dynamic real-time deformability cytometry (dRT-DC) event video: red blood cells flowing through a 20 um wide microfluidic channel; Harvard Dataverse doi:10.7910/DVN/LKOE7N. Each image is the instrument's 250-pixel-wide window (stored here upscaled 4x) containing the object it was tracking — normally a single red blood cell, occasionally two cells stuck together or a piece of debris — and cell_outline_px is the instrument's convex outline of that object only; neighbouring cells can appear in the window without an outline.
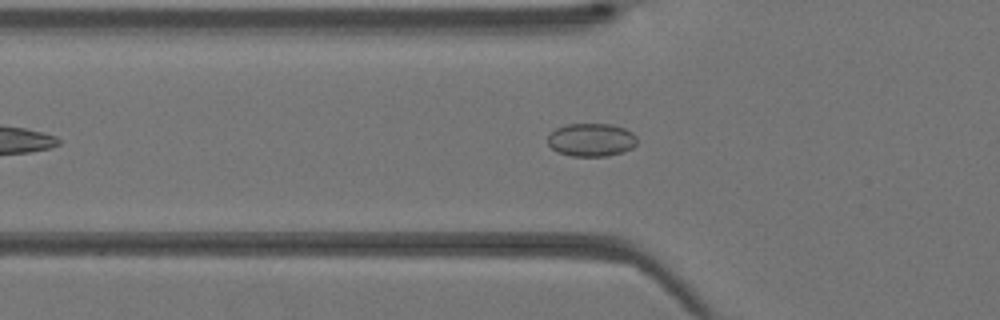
{"species": "Egyptian fruit bat (a non-hibernating species)", "species_latin": "Rousettus aegyptiacus", "temperature_condition": "warm", "stored_images_in_passage": 36, "camera_frame_rate_fps": 3000, "um_per_image_px": 0.085, "animal": {"sex": "female"}, "frame": {"image": 1, "passage_image": 9, "time_ms": 2.667, "image_size_px": [1000, 320], "cell_outline_px": [[636, 144], [632, 148], [624, 152], [608, 156], [572, 156], [556, 152], [548, 144], [548, 136], [556, 128], [568, 124], [612, 124], [624, 128], [632, 132], [636, 136]], "centroid_in_image_um": [50.27, 11.89], "position_along_channel_um": 75.5, "area_um2": 17.34}}
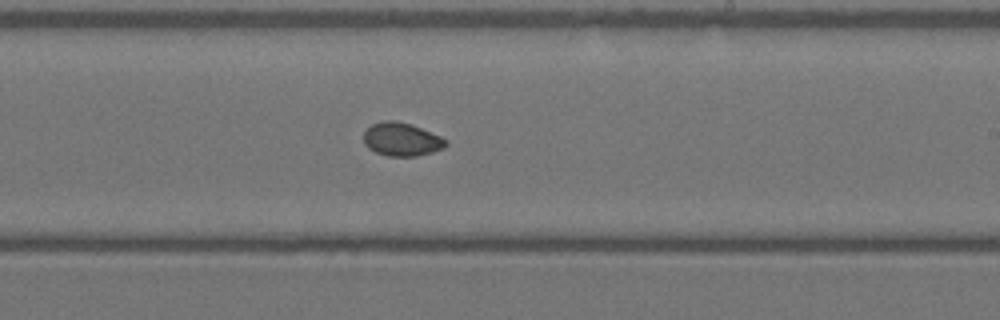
{"frame": {"image": 2, "passage_image": 20, "time_ms": 6.333, "image_size_px": [1000, 320], "cell_outline_px": [[448, 144], [444, 148], [432, 152], [416, 156], [388, 156], [376, 152], [368, 148], [364, 144], [364, 132], [372, 124], [380, 120], [396, 120], [412, 124], [440, 136], [448, 140]], "centroid_in_image_um": [34.14, 11.83], "position_along_channel_um": 254.9, "area_um2": 16.13}}
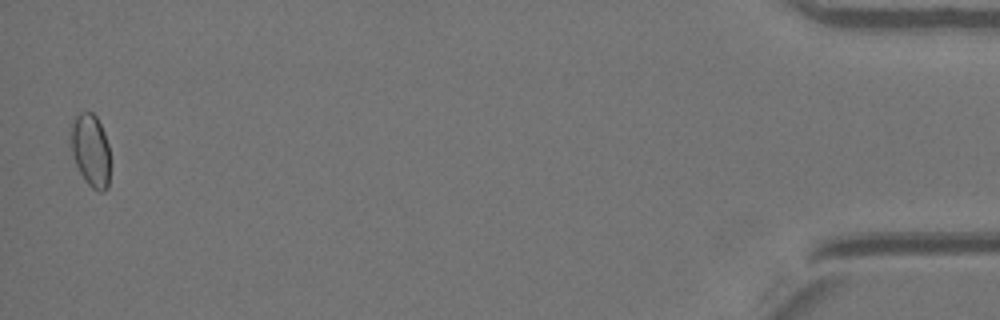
{"frame": {"image": 3, "passage_image": 36, "time_ms": 11.667, "image_size_px": [1000, 320], "cell_outline_px": [[108, 188], [104, 192], [100, 192], [92, 188], [84, 180], [76, 164], [72, 152], [72, 124], [76, 116], [80, 112], [92, 112], [96, 116], [104, 132], [108, 144]], "centroid_in_image_um": [7.71, 12.79], "position_along_channel_um": 427.5, "area_um2": 16.24}}